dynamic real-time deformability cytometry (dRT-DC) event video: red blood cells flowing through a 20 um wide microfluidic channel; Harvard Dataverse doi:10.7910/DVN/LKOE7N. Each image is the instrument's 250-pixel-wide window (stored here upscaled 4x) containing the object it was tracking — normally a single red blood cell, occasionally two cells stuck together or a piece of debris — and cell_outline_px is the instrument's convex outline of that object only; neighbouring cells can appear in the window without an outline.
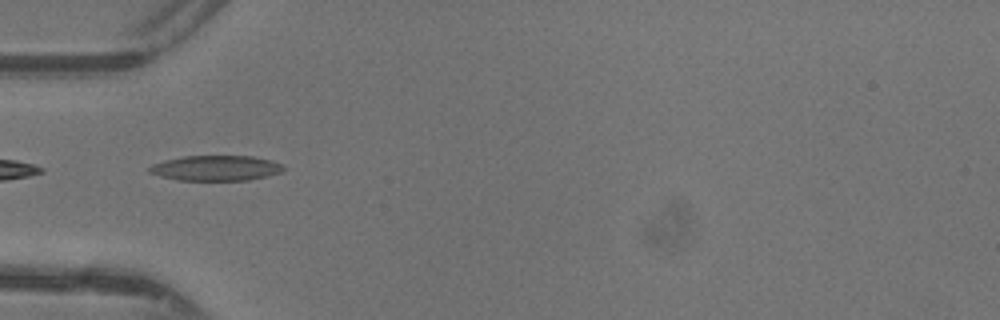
{"species": "common noctule bat (a hibernating species)", "species_latin": "Nyctalus noctula", "temperature_condition": "warm", "stored_images_in_passage": 33, "camera_frame_rate_fps": 3000, "um_per_image_px": 0.085, "animal": {"sex": "female"}, "frame": {"image": 1, "passage_image": 1, "time_ms": 0.0, "image_size_px": [1000, 320], "cell_outline_px": [[284, 168], [280, 172], [248, 180], [176, 180], [160, 176], [148, 172], [148, 168], [152, 164], [164, 160], [184, 156], [252, 156], [272, 160], [284, 164]], "centroid_in_image_um": [18.32, 14.28], "position_along_channel_um": 66.7, "area_um2": 19.71}}
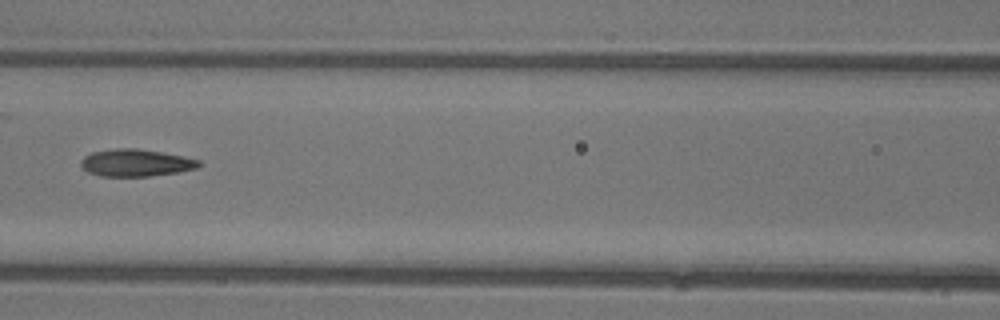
{"frame": {"image": 2, "passage_image": 7, "time_ms": 2.0, "image_size_px": [1000, 320], "cell_outline_px": [[200, 164], [196, 168], [176, 172], [148, 176], [100, 176], [88, 172], [80, 164], [80, 160], [84, 156], [92, 152], [116, 148], [136, 148], [160, 152], [200, 160]], "centroid_in_image_um": [11.49, 13.83], "position_along_channel_um": 155.1, "area_um2": 18.44}}
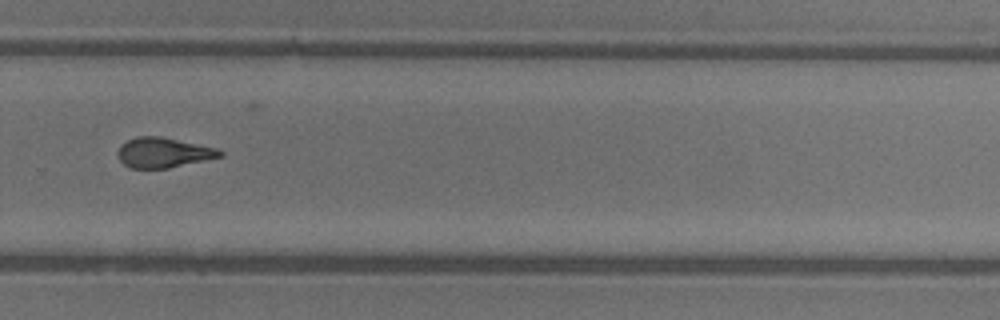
{"frame": {"image": 3, "passage_image": 18, "time_ms": 5.667, "image_size_px": [1000, 320], "cell_outline_px": [[224, 156], [168, 168], [132, 168], [124, 164], [120, 160], [120, 148], [128, 140], [136, 136], [160, 136], [216, 148], [224, 152]], "centroid_in_image_um": [13.94, 12.97], "position_along_channel_um": 315.9, "area_um2": 17.51}, "authors_computed_cell_mechanics": {"area_um2": 17.9758, "velocity_mm_per_s": 4.4019, "shape_relaxation_time_tau1_ms": 5.8636, "shape_relaxation_time_tau2_ms": 2.3112, "deformation_change_tau1": 0.1872, "deformation_change_tau2": 0.1179}}